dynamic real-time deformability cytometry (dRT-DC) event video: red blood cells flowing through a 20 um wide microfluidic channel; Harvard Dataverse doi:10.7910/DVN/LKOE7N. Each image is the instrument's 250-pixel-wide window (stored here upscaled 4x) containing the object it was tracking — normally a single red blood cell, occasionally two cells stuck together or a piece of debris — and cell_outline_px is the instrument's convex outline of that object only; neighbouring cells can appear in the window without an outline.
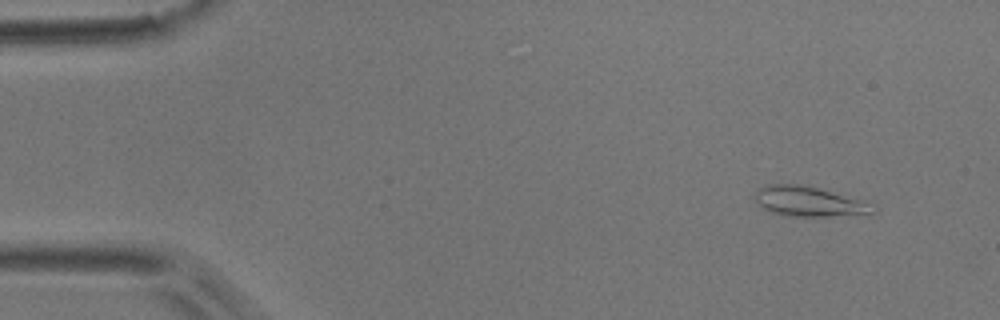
{"species": "common noctule bat (a hibernating species)", "species_latin": "Nyctalus noctula", "temperature_condition": "room temperature", "stored_images_in_passage": 22, "camera_frame_rate_fps": 3000, "um_per_image_px": 0.085, "animal": {"sex": "male", "body_mass_g": 17.9}, "frame": {"image": 1, "passage_image": 2, "time_ms": 0.333, "image_size_px": [1000, 320], "cell_outline_px": [[876, 212], [824, 216], [788, 216], [772, 212], [756, 204], [756, 192], [760, 188], [768, 184], [800, 184], [816, 188], [860, 200]], "centroid_in_image_um": [68.6, 17.12], "position_along_channel_um": 16.4, "area_um2": 19.59}}
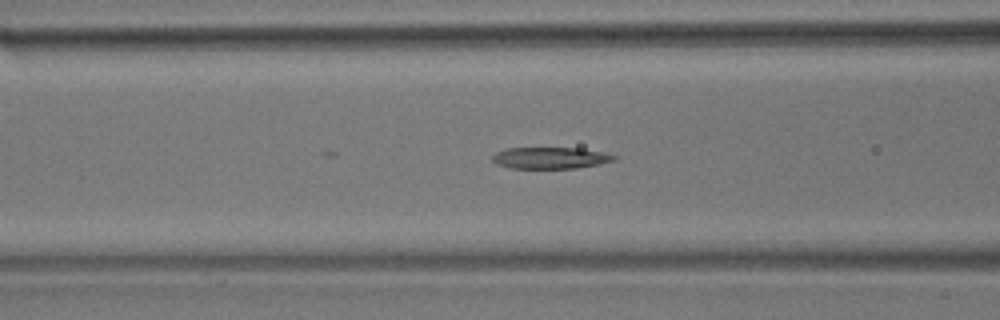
{"frame": {"image": 2, "passage_image": 18, "time_ms": 5.667, "image_size_px": [1000, 320], "cell_outline_px": [[616, 160], [600, 164], [576, 168], [512, 168], [496, 164], [492, 160], [492, 156], [496, 152], [504, 148], [580, 148], [604, 152], [616, 156]], "centroid_in_image_um": [46.78, 13.42], "position_along_channel_um": 119.8, "area_um2": 15.32}}
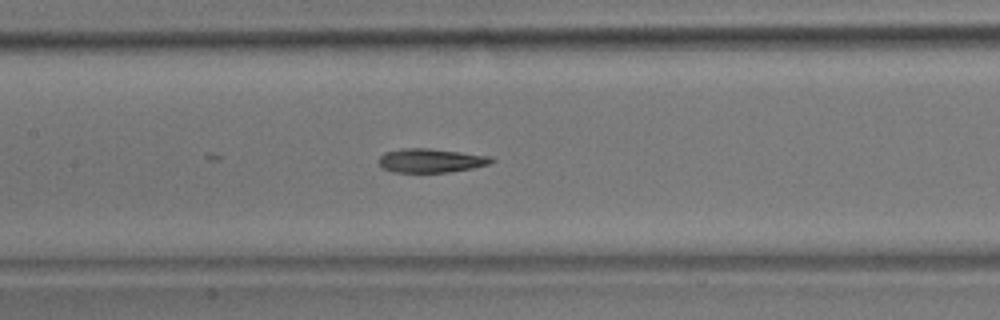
{"frame": {"image": 3, "passage_image": 22, "time_ms": 7.0, "image_size_px": [1000, 320], "cell_outline_px": [[496, 160], [488, 164], [472, 168], [448, 172], [392, 172], [380, 168], [380, 156], [384, 152], [404, 148], [428, 148], [492, 156]], "centroid_in_image_um": [36.61, 13.64], "position_along_channel_um": 170.8, "area_um2": 15.72}}